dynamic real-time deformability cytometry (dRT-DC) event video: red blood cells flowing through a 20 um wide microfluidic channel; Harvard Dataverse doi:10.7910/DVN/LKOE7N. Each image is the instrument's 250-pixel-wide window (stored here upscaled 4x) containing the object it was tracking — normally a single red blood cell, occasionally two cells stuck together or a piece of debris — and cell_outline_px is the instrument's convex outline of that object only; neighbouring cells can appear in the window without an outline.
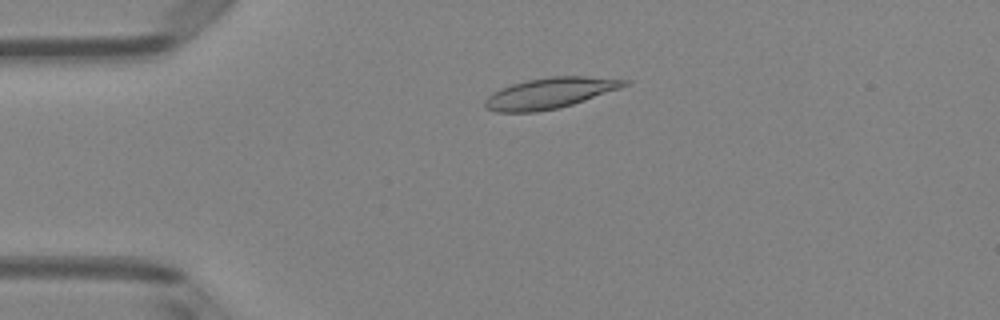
{"species": "Egyptian fruit bat (a non-hibernating species)", "species_latin": "Rousettus aegyptiacus", "temperature_condition": "room temperature", "stored_images_in_passage": 51, "camera_frame_rate_fps": 3000, "um_per_image_px": 0.085, "animal": {"sex": "female"}, "frame": {"image": 1, "passage_image": 12, "time_ms": 3.667, "image_size_px": [1000, 320], "cell_outline_px": [[632, 80], [628, 84], [620, 88], [560, 108], [536, 112], [496, 112], [484, 108], [484, 100], [492, 92], [500, 88], [512, 84], [528, 80], [548, 76], [584, 76]], "centroid_in_image_um": [46.7, 7.91], "position_along_channel_um": 38.3, "area_um2": 25.03}}
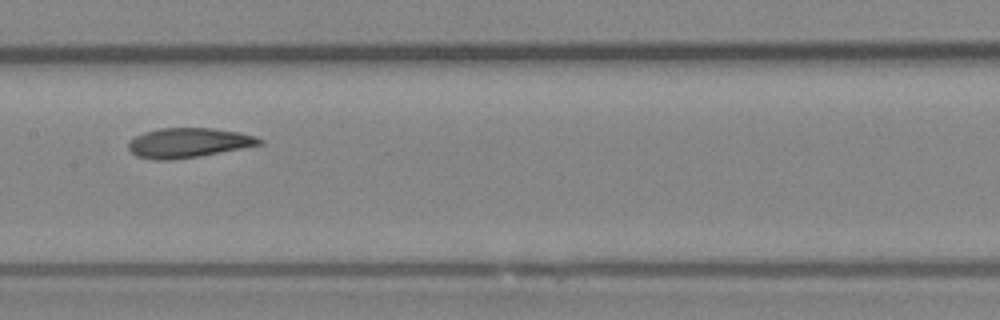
{"frame": {"image": 2, "passage_image": 26, "time_ms": 8.333, "image_size_px": [1000, 320], "cell_outline_px": [[264, 144], [196, 156], [172, 160], [152, 160], [136, 156], [128, 148], [128, 144], [136, 136], [144, 132], [160, 128], [212, 128], [240, 132], [256, 136], [264, 140]], "centroid_in_image_um": [16.03, 12.13], "position_along_channel_um": 191.4, "area_um2": 22.54}}
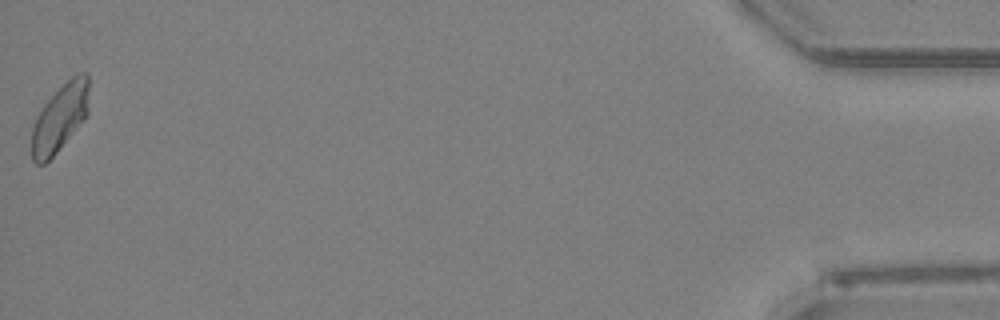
{"frame": {"image": 3, "passage_image": 51, "time_ms": 16.667, "image_size_px": [1000, 320], "cell_outline_px": [[88, 112], [84, 120], [56, 152], [44, 164], [36, 164], [32, 160], [32, 128], [36, 116], [44, 104], [76, 72], [88, 72]], "centroid_in_image_um": [5.1, 10.0], "position_along_channel_um": 430.1, "area_um2": 22.25}, "authors_computed_cell_mechanics": {"area_um2": 23.0622, "velocity_mm_per_s": 3.999, "shape_relaxation_time_tau1_ms": 6.1618, "shape_relaxation_time_tau2_ms": 2.2517, "deformation_change_tau1": 0.167, "deformation_change_tau2": 0.0658}}